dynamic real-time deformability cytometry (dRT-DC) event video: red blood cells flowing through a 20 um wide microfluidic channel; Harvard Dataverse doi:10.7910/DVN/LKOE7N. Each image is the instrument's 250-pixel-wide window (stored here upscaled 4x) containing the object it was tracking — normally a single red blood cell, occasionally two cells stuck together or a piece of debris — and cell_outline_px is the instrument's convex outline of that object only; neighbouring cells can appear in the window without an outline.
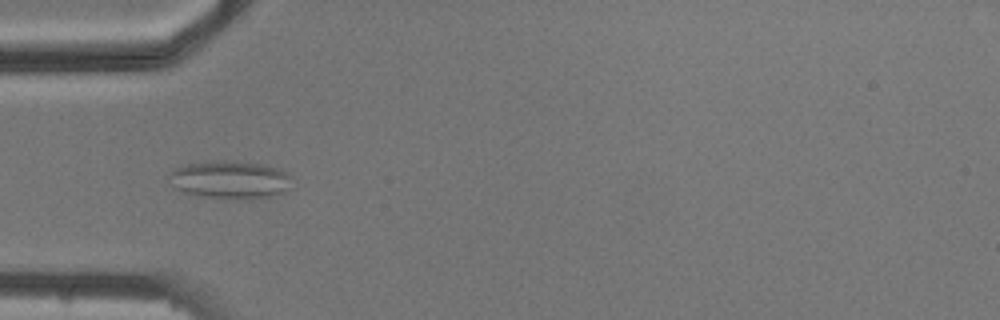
{"species": "common noctule bat (a hibernating species)", "species_latin": "Nyctalus noctula", "temperature_condition": "cold", "stored_images_in_passage": 6, "camera_frame_rate_fps": 3000, "um_per_image_px": 0.085, "animal": {"sex": "male", "body_mass_g": 20.5, "forearm_length_mm": 52.5}, "frame": {"image": 1, "passage_image": 5, "time_ms": 4.667, "image_size_px": [1000, 320], "cell_outline_px": [[292, 176], [288, 188], [284, 192], [272, 196], [248, 200], [200, 196], [184, 192], [176, 188], [168, 176], [176, 168], [188, 164], [216, 160], [228, 160], [264, 164], [280, 168], [288, 172]], "centroid_in_image_um": [19.62, 15.27], "position_along_channel_um": 65.4, "area_um2": 27.34}}
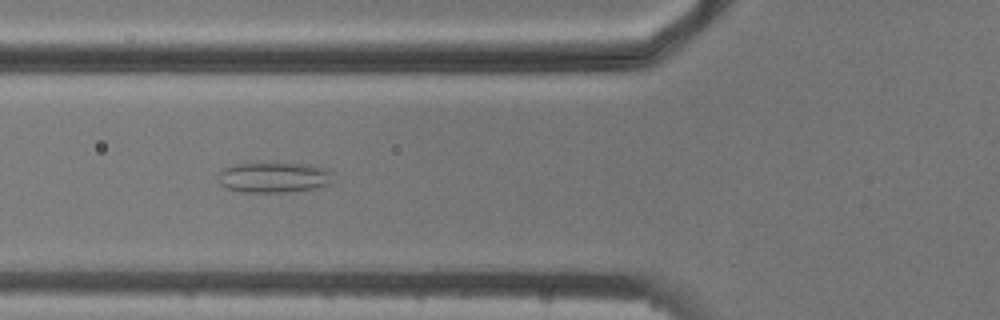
{"frame": {"image": 2, "passage_image": 6, "time_ms": 5.667, "image_size_px": [1000, 320], "cell_outline_px": [[332, 184], [316, 188], [284, 192], [244, 192], [228, 188], [220, 184], [216, 180], [216, 176], [220, 168], [232, 164], [260, 160], [264, 160], [308, 164], [328, 168], [332, 172]], "centroid_in_image_um": [23.23, 15.01], "position_along_channel_um": 102.6, "area_um2": 21.73}}